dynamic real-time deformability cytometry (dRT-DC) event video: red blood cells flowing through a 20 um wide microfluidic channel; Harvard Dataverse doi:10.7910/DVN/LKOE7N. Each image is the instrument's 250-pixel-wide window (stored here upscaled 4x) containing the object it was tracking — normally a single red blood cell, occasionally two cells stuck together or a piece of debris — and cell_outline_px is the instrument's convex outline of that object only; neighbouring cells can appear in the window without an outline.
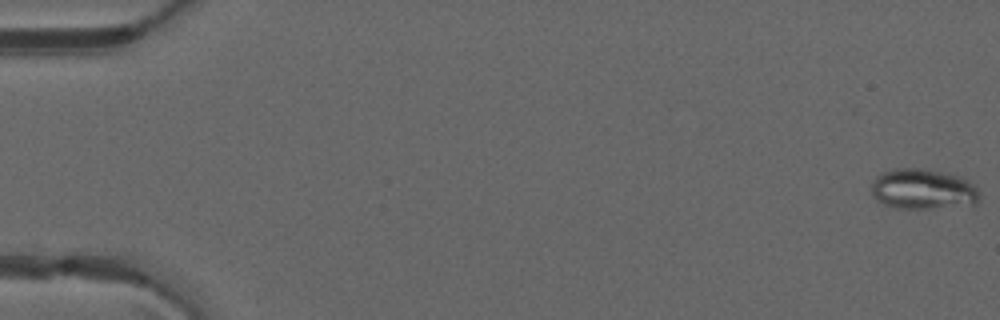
{"species": "common noctule bat (a hibernating species)", "species_latin": "Nyctalus noctula", "temperature_condition": "warm", "stored_images_in_passage": 51, "camera_frame_rate_fps": 3000, "um_per_image_px": 0.085, "animal": {"sex": "male", "forearm_length_mm": 52.5}, "frame": {"image": 1, "passage_image": 1, "time_ms": 0.0, "image_size_px": [1000, 320], "cell_outline_px": [[980, 200], [976, 204], [932, 208], [896, 208], [884, 204], [876, 200], [872, 196], [872, 184], [876, 176], [880, 172], [892, 168], [924, 168], [944, 172], [960, 176], [968, 180], [976, 188], [980, 196]], "centroid_in_image_um": [78.44, 16.06], "position_along_channel_um": 6.6, "area_um2": 25.72}}
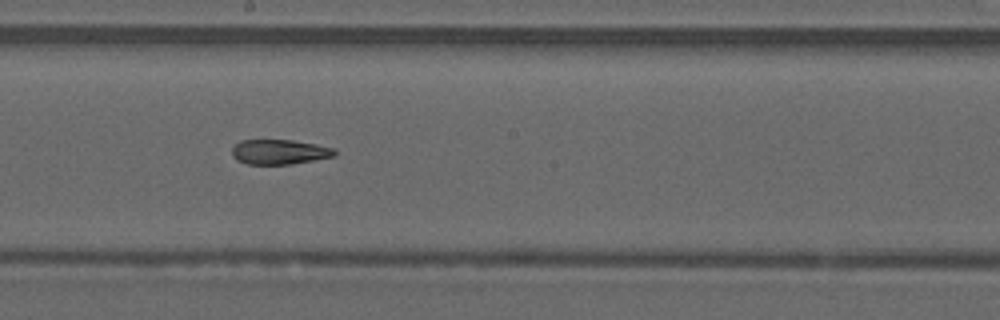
{"frame": {"image": 2, "passage_image": 29, "time_ms": 9.333, "image_size_px": [1000, 320], "cell_outline_px": [[336, 156], [292, 164], [248, 164], [236, 160], [232, 156], [232, 148], [240, 140], [292, 140], [316, 144], [332, 148], [336, 152]], "centroid_in_image_um": [23.73, 12.91], "position_along_channel_um": 224.5, "area_um2": 14.85}}
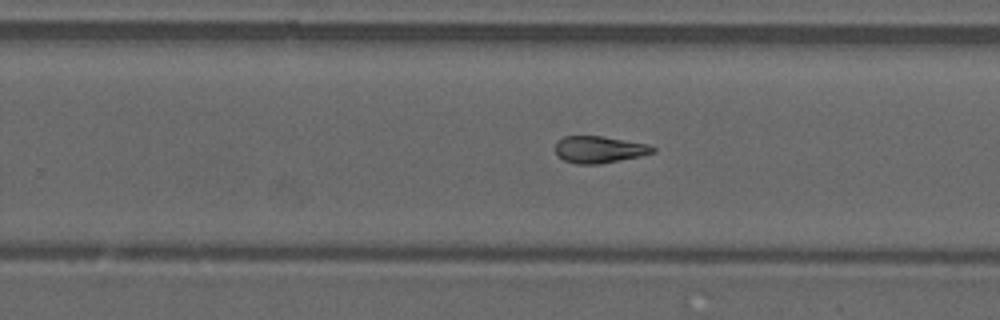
{"frame": {"image": 3, "passage_image": 33, "time_ms": 10.667, "image_size_px": [1000, 320], "cell_outline_px": [[656, 152], [640, 156], [600, 164], [576, 164], [564, 160], [556, 152], [556, 144], [564, 136], [604, 136], [648, 144], [656, 148]], "centroid_in_image_um": [50.98, 12.71], "position_along_channel_um": 278.8, "area_um2": 15.2}, "authors_computed_cell_mechanics": {"area_um2": 16.4152, "velocity_mm_per_s": 4.1148, "shape_relaxation_time_tau1_ms": null, "shape_relaxation_time_tau2_ms": 4.9885, "deformation_change_tau1": null, "deformation_change_tau2": 0.14}}